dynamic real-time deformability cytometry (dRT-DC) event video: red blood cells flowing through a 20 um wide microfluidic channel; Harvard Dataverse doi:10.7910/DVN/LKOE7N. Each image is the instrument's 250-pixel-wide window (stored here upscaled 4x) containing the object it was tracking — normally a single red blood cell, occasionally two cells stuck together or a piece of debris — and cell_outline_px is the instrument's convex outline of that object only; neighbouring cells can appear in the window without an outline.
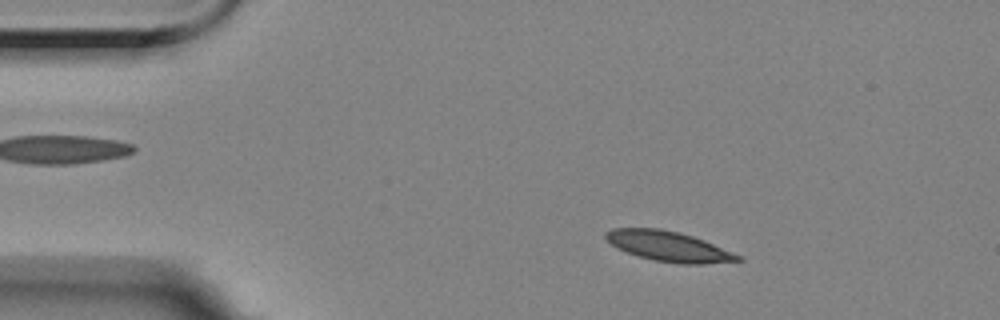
{"species": "Egyptian fruit bat (a non-hibernating species)", "species_latin": "Rousettus aegyptiacus", "temperature_condition": "room temperature", "stored_images_in_passage": 38, "camera_frame_rate_fps": 3000, "um_per_image_px": 0.085, "animal": {"sex": "female"}, "frame": {"image": 1, "passage_image": 8, "time_ms": 2.333, "image_size_px": [1000, 320], "cell_outline_px": [[744, 260], [704, 264], [680, 264], [652, 260], [616, 248], [604, 236], [604, 232], [612, 228], [660, 228], [680, 232], [704, 240], [744, 256]], "centroid_in_image_um": [56.87, 20.94], "position_along_channel_um": 28.1, "area_um2": 23.35}}
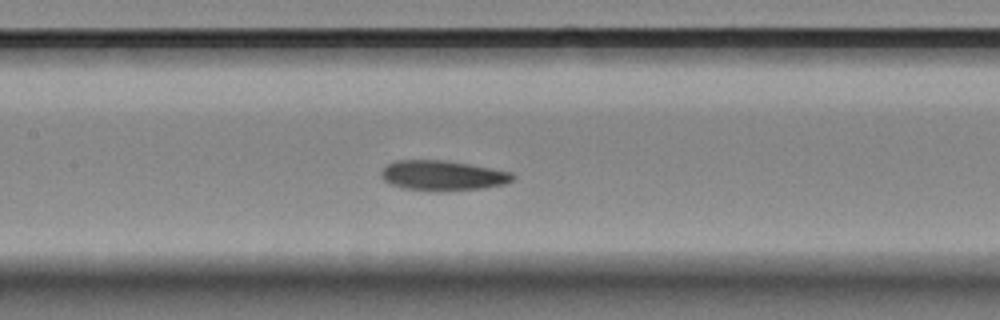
{"frame": {"image": 2, "passage_image": 25, "time_ms": 8.0, "image_size_px": [1000, 320], "cell_outline_px": [[516, 176], [512, 180], [504, 184], [484, 188], [404, 188], [392, 184], [384, 180], [380, 176], [380, 172], [388, 164], [396, 160], [444, 160], [468, 164], [512, 172]], "centroid_in_image_um": [37.63, 14.86], "position_along_channel_um": 169.8, "area_um2": 21.91}}
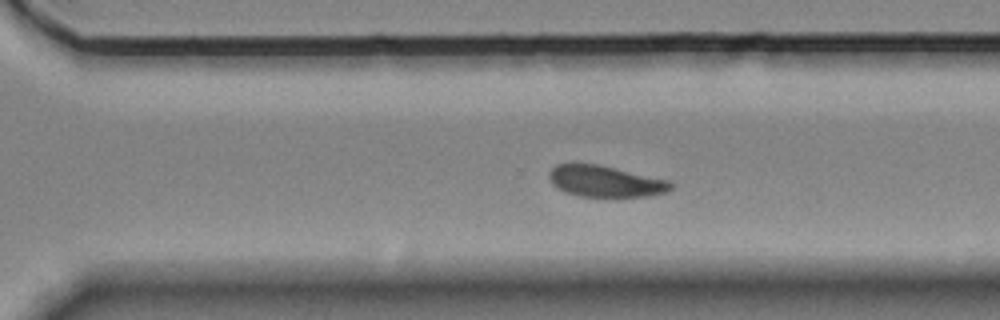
{"frame": {"image": 3, "passage_image": 38, "time_ms": 12.333, "image_size_px": [1000, 320], "cell_outline_px": [[676, 184], [668, 192], [648, 196], [580, 196], [564, 192], [556, 188], [552, 184], [548, 176], [548, 172], [556, 164], [596, 164], [672, 180]], "centroid_in_image_um": [51.49, 15.41], "position_along_channel_um": 319.1, "area_um2": 22.37}}